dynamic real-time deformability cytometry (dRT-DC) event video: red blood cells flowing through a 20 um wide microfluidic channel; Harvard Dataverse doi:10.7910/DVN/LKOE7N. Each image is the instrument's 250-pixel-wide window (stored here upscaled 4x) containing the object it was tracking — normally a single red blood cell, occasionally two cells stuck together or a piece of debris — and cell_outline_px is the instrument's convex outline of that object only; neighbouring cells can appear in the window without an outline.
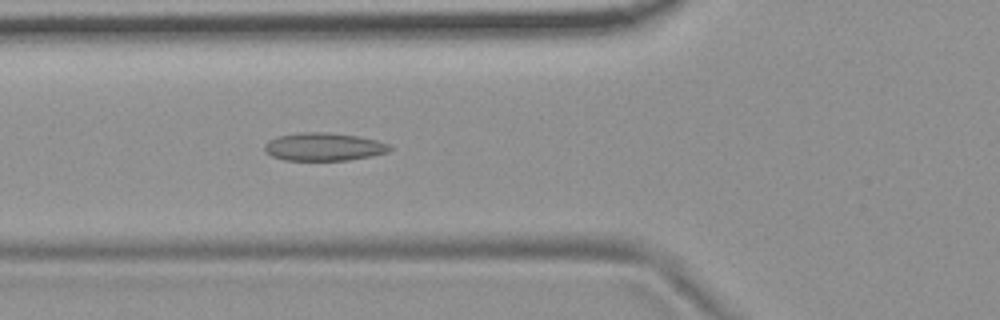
{"species": "common noctule bat (a hibernating species)", "species_latin": "Nyctalus noctula", "temperature_condition": "room temperature", "stored_images_in_passage": 6, "camera_frame_rate_fps": 3000, "um_per_image_px": 0.085, "animal": {"sex": "female", "body_mass_g": 19.9}, "frame": {"image": 1, "passage_image": 6, "time_ms": 1.667, "image_size_px": [1000, 320], "cell_outline_px": [[392, 148], [388, 152], [372, 156], [348, 160], [284, 160], [272, 156], [264, 152], [264, 144], [268, 140], [280, 136], [300, 132], [324, 132], [360, 136], [376, 140], [388, 144]], "centroid_in_image_um": [27.51, 12.48], "position_along_channel_um": 98.3, "area_um2": 20.46}}